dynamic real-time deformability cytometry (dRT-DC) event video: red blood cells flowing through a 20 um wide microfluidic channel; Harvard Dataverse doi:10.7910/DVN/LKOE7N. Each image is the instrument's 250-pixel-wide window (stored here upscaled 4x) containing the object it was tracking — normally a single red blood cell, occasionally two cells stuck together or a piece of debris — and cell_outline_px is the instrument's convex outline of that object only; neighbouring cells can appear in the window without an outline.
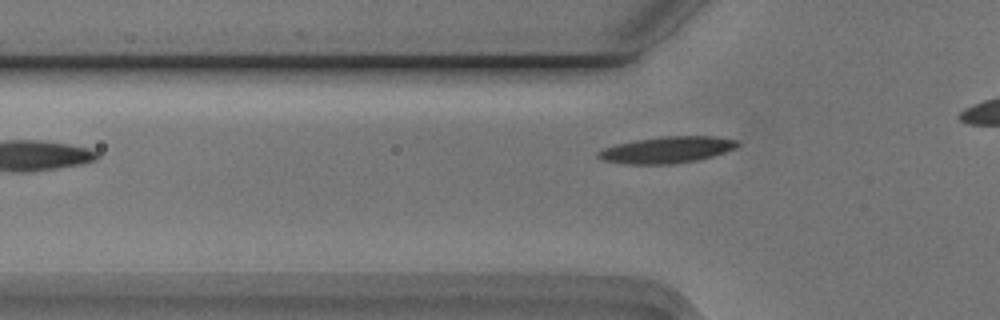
{"species": "Egyptian fruit bat (a non-hibernating species)", "species_latin": "Rousettus aegyptiacus", "temperature_condition": "cold", "stored_images_in_passage": 14, "camera_frame_rate_fps": 3000, "um_per_image_px": 0.085, "animal": {"sex": "male"}, "frame": {"image": 1, "passage_image": 4, "time_ms": 1.0, "image_size_px": [1000, 320], "cell_outline_px": [[740, 144], [736, 148], [712, 156], [696, 160], [672, 164], [628, 164], [604, 160], [596, 156], [596, 152], [604, 148], [616, 144], [636, 140], [660, 136], [716, 136], [740, 140]], "centroid_in_image_um": [56.72, 12.72], "position_along_channel_um": 69.1, "area_um2": 21.56}}
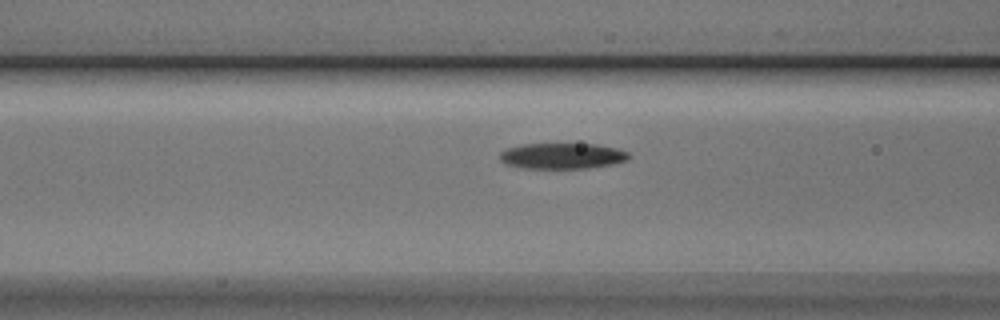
{"frame": {"image": 2, "passage_image": 8, "time_ms": 2.333, "image_size_px": [1000, 320], "cell_outline_px": [[628, 160], [612, 164], [588, 168], [524, 168], [508, 164], [500, 160], [500, 152], [504, 148], [520, 144], [596, 144], [616, 148], [628, 152]], "centroid_in_image_um": [47.76, 13.24], "position_along_channel_um": 118.8, "area_um2": 19.36}}
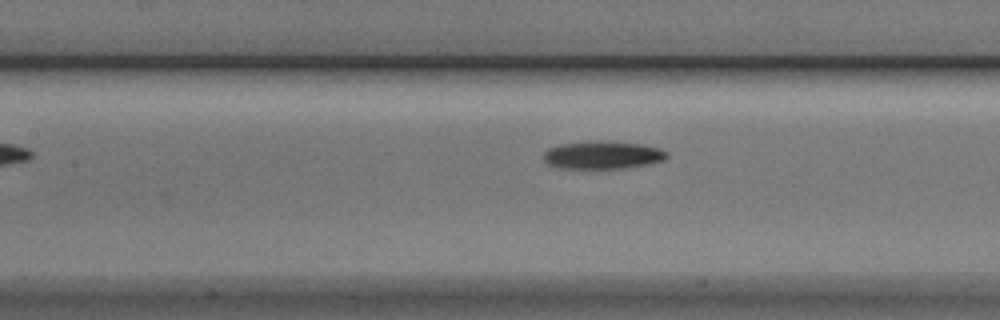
{"frame": {"image": 3, "passage_image": 11, "time_ms": 3.333, "image_size_px": [1000, 320], "cell_outline_px": [[668, 156], [664, 160], [648, 164], [624, 168], [560, 168], [548, 164], [544, 160], [544, 152], [548, 148], [560, 144], [588, 140], [608, 140], [640, 144], [660, 148], [668, 152]], "centroid_in_image_um": [51.22, 13.15], "position_along_channel_um": 156.2, "area_um2": 20.29}}